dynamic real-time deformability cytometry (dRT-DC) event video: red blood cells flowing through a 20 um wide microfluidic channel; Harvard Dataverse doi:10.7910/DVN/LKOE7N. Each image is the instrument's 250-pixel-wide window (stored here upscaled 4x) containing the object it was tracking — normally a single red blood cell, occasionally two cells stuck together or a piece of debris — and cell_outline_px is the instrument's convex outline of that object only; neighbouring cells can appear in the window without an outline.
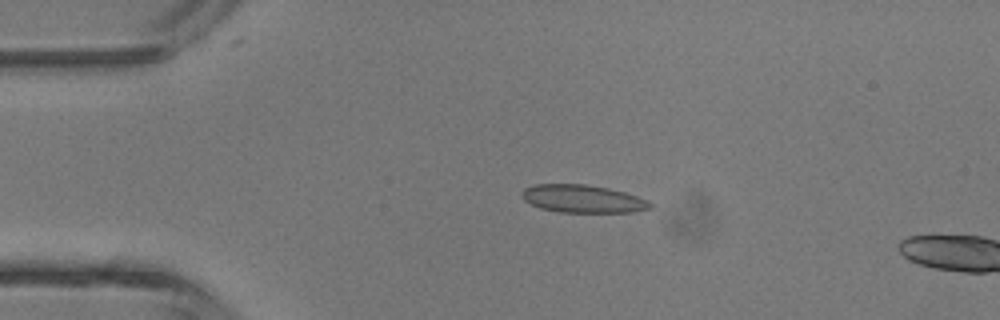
{"species": "common noctule bat (a hibernating species)", "species_latin": "Nyctalus noctula", "temperature_condition": "room temperature", "stored_images_in_passage": 4, "camera_frame_rate_fps": 3000, "um_per_image_px": 0.085, "animal": {"sex": "male", "body_mass_g": 13.3}, "frame": {"image": 1, "passage_image": 3, "time_ms": 2.333, "image_size_px": [1000, 320], "cell_outline_px": [[652, 208], [632, 212], [560, 212], [540, 208], [524, 200], [520, 196], [520, 192], [524, 188], [536, 184], [588, 184], [608, 188], [624, 192], [648, 200], [652, 204]], "centroid_in_image_um": [49.51, 16.89], "position_along_channel_um": 35.5, "area_um2": 20.87}}